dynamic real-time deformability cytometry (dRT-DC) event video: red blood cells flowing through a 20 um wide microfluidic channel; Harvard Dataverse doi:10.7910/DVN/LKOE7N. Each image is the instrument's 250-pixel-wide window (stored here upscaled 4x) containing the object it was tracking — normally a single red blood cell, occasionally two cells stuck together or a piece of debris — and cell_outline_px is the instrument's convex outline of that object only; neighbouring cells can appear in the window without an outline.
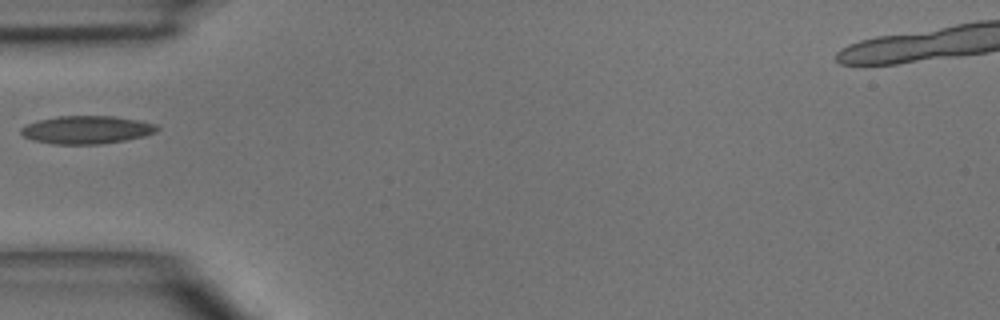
{"species": "common noctule bat (a hibernating species)", "species_latin": "Nyctalus noctula", "temperature_condition": "room temperature", "stored_images_in_passage": 1, "camera_frame_rate_fps": 3000, "um_per_image_px": 0.085, "animal": {"sex": "male", "body_mass_g": 15.6}, "frame": {"image": 1, "passage_image": 1, "time_ms": 0.0, "image_size_px": [1000, 320], "cell_outline_px": [[160, 128], [156, 132], [144, 136], [124, 140], [100, 144], [52, 144], [36, 140], [24, 136], [20, 132], [20, 128], [28, 124], [40, 120], [56, 116], [116, 116], [140, 120], [156, 124]], "centroid_in_image_um": [7.41, 11.02], "position_along_channel_um": 77.6, "area_um2": 22.14}}